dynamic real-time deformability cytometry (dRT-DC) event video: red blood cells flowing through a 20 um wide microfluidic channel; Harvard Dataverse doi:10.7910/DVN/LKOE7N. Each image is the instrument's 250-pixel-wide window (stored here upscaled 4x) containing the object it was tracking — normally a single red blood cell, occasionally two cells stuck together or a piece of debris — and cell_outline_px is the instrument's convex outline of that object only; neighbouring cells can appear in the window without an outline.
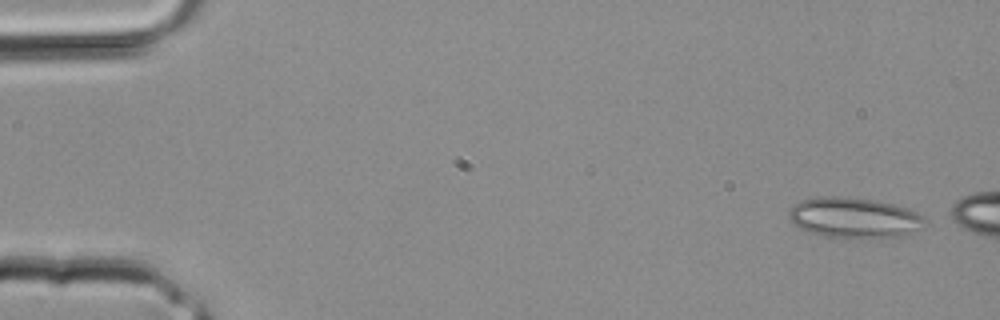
{"species": "common noctule bat (a hibernating species)", "species_latin": "Nyctalus noctula", "temperature_condition": "room temperature", "stored_images_in_passage": 3, "camera_frame_rate_fps": 3000, "um_per_image_px": 0.085, "animal": {"sex": "male", "body_mass_g": 20.4}, "frame": {"image": 1, "passage_image": 1, "time_ms": 0.0, "image_size_px": [1000, 320], "cell_outline_px": [[928, 220], [924, 228], [908, 236], [824, 236], [808, 232], [792, 224], [788, 216], [788, 208], [792, 204], [800, 200], [820, 196], [840, 196], [876, 200], [908, 208], [924, 216]], "centroid_in_image_um": [72.61, 18.48], "position_along_channel_um": 12.4, "area_um2": 32.25}}